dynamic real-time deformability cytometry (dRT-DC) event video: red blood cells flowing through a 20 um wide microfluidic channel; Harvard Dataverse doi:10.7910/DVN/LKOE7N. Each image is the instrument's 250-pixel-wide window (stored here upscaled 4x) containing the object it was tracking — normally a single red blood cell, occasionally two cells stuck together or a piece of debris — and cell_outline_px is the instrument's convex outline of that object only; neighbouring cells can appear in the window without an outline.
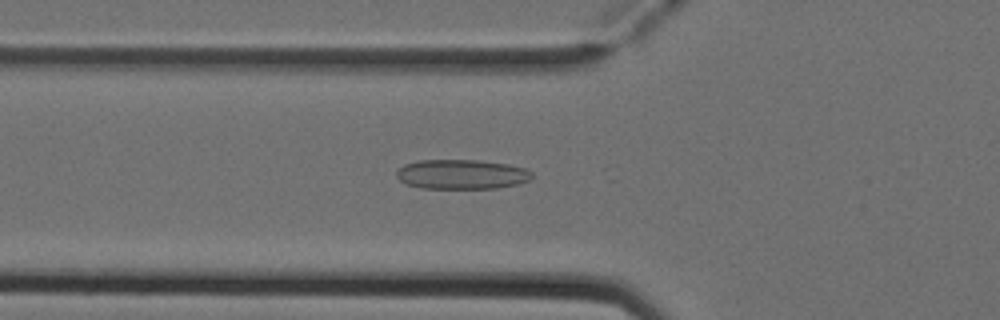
{"species": "Egyptian fruit bat (a non-hibernating species)", "species_latin": "Rousettus aegyptiacus", "temperature_condition": "cold", "stored_images_in_passage": 35, "camera_frame_rate_fps": 3000, "um_per_image_px": 0.085, "animal": {"sex": "female"}, "frame": {"image": 1, "passage_image": 3, "time_ms": 0.667, "image_size_px": [1000, 320], "cell_outline_px": [[532, 176], [528, 180], [516, 184], [496, 188], [420, 188], [404, 184], [396, 176], [396, 172], [404, 164], [416, 160], [476, 160], [508, 164], [524, 168], [532, 172]], "centroid_in_image_um": [39.19, 14.81], "position_along_channel_um": 86.6, "area_um2": 23.35}}
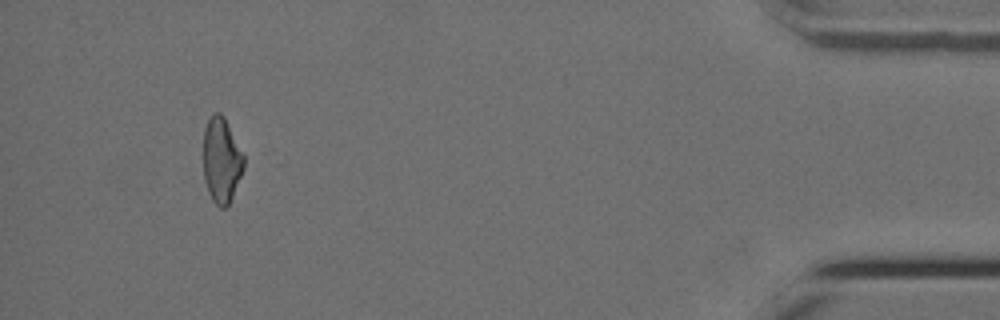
{"frame": {"image": 2, "passage_image": 33, "time_ms": 10.667, "image_size_px": [1000, 320], "cell_outline_px": [[244, 168], [232, 196], [228, 204], [224, 208], [220, 208], [212, 200], [208, 192], [204, 180], [204, 128], [212, 112], [220, 112], [224, 116], [244, 156]], "centroid_in_image_um": [18.81, 13.6], "position_along_channel_um": 416.4, "area_um2": 20.0}}